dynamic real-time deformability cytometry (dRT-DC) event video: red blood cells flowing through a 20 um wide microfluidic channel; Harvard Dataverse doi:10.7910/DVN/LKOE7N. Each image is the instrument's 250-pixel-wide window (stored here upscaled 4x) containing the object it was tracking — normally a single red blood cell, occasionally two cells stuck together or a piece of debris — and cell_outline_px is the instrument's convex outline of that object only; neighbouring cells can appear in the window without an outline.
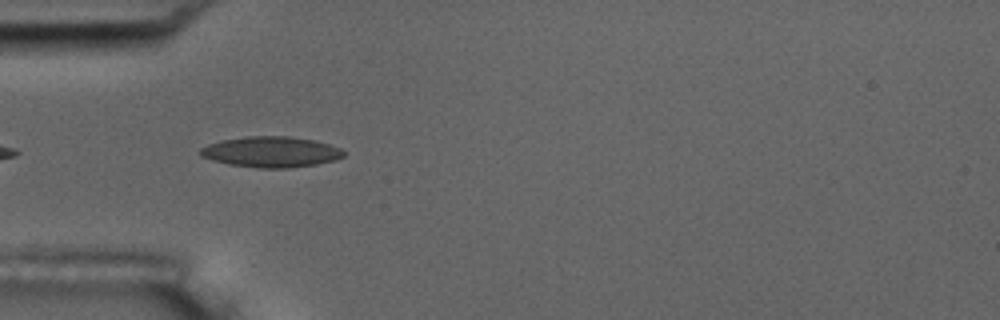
{"species": "common noctule bat (a hibernating species)", "species_latin": "Nyctalus noctula", "temperature_condition": "room temperature", "stored_images_in_passage": 6, "camera_frame_rate_fps": 3000, "um_per_image_px": 0.085, "animal": {"sex": "male", "body_mass_g": 17.5, "forearm_length_mm": 52.3}, "frame": {"image": 1, "passage_image": 6, "time_ms": 5.667, "image_size_px": [1000, 320], "cell_outline_px": [[344, 156], [336, 160], [316, 164], [288, 168], [256, 168], [228, 164], [212, 160], [200, 156], [200, 148], [208, 144], [220, 140], [248, 136], [288, 136], [316, 140], [340, 148], [344, 152]], "centroid_in_image_um": [23.03, 12.91], "position_along_channel_um": 62.0, "area_um2": 25.78}}